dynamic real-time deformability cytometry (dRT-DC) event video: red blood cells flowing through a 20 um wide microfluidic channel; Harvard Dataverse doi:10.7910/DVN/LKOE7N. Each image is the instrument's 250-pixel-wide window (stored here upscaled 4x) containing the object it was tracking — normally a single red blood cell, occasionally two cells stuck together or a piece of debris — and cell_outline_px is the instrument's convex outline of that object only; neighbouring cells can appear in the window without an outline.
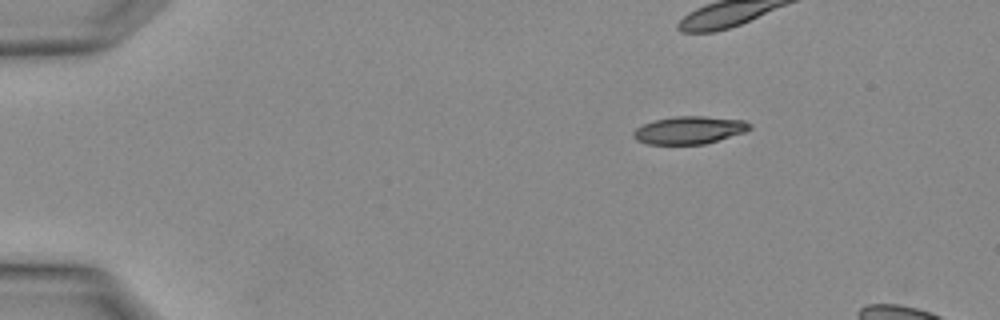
{"species": "Egyptian fruit bat (a non-hibernating species)", "species_latin": "Rousettus aegyptiacus", "temperature_condition": "warm", "stored_images_in_passage": 4, "segment_of_instrument_passage": [1, 2], "camera_frame_rate_fps": 3000, "um_per_image_px": 0.085, "animal": {"sex": "female"}, "frame": {"image": 1, "passage_image": 1, "time_ms": 0.0, "image_size_px": [1000, 320], "cell_outline_px": [[752, 128], [744, 132], [704, 144], [648, 144], [636, 140], [632, 136], [632, 132], [636, 128], [644, 124], [656, 120], [676, 116], [704, 116], [744, 120], [752, 124]], "centroid_in_image_um": [58.59, 11.06], "position_along_channel_um": 26.4, "area_um2": 18.67}}